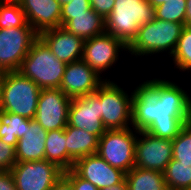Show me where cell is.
Here are the masks:
<instances>
[{
    "label": "cell",
    "mask_w": 191,
    "mask_h": 190,
    "mask_svg": "<svg viewBox=\"0 0 191 190\" xmlns=\"http://www.w3.org/2000/svg\"><path fill=\"white\" fill-rule=\"evenodd\" d=\"M191 116V97L175 82L153 78L136 86L132 97V126L173 140Z\"/></svg>",
    "instance_id": "6da1fadb"
},
{
    "label": "cell",
    "mask_w": 191,
    "mask_h": 190,
    "mask_svg": "<svg viewBox=\"0 0 191 190\" xmlns=\"http://www.w3.org/2000/svg\"><path fill=\"white\" fill-rule=\"evenodd\" d=\"M155 19V9L147 0H115L113 11L105 18V31L127 47L141 25Z\"/></svg>",
    "instance_id": "7a4b0ae2"
},
{
    "label": "cell",
    "mask_w": 191,
    "mask_h": 190,
    "mask_svg": "<svg viewBox=\"0 0 191 190\" xmlns=\"http://www.w3.org/2000/svg\"><path fill=\"white\" fill-rule=\"evenodd\" d=\"M41 88L20 71L4 72L0 110L34 119Z\"/></svg>",
    "instance_id": "3957f363"
},
{
    "label": "cell",
    "mask_w": 191,
    "mask_h": 190,
    "mask_svg": "<svg viewBox=\"0 0 191 190\" xmlns=\"http://www.w3.org/2000/svg\"><path fill=\"white\" fill-rule=\"evenodd\" d=\"M66 65L38 37L31 45L18 71L41 89H59Z\"/></svg>",
    "instance_id": "277c9868"
},
{
    "label": "cell",
    "mask_w": 191,
    "mask_h": 190,
    "mask_svg": "<svg viewBox=\"0 0 191 190\" xmlns=\"http://www.w3.org/2000/svg\"><path fill=\"white\" fill-rule=\"evenodd\" d=\"M184 26L181 23L155 18L140 26L137 36L128 46L127 51L136 58L164 51H169L168 55L171 57Z\"/></svg>",
    "instance_id": "5b68a950"
},
{
    "label": "cell",
    "mask_w": 191,
    "mask_h": 190,
    "mask_svg": "<svg viewBox=\"0 0 191 190\" xmlns=\"http://www.w3.org/2000/svg\"><path fill=\"white\" fill-rule=\"evenodd\" d=\"M137 134V135H136ZM138 131L133 128L106 130L99 138L97 154L109 165L126 174L135 167Z\"/></svg>",
    "instance_id": "8992f818"
},
{
    "label": "cell",
    "mask_w": 191,
    "mask_h": 190,
    "mask_svg": "<svg viewBox=\"0 0 191 190\" xmlns=\"http://www.w3.org/2000/svg\"><path fill=\"white\" fill-rule=\"evenodd\" d=\"M132 97L133 92L128 95L110 79L100 85V113L107 130L125 129L132 125Z\"/></svg>",
    "instance_id": "52a82bcc"
},
{
    "label": "cell",
    "mask_w": 191,
    "mask_h": 190,
    "mask_svg": "<svg viewBox=\"0 0 191 190\" xmlns=\"http://www.w3.org/2000/svg\"><path fill=\"white\" fill-rule=\"evenodd\" d=\"M38 34L28 23L23 27L0 29V71L19 70Z\"/></svg>",
    "instance_id": "ba28073f"
},
{
    "label": "cell",
    "mask_w": 191,
    "mask_h": 190,
    "mask_svg": "<svg viewBox=\"0 0 191 190\" xmlns=\"http://www.w3.org/2000/svg\"><path fill=\"white\" fill-rule=\"evenodd\" d=\"M10 171L17 190H51L64 174L57 164L45 159L16 163Z\"/></svg>",
    "instance_id": "9c48e42d"
},
{
    "label": "cell",
    "mask_w": 191,
    "mask_h": 190,
    "mask_svg": "<svg viewBox=\"0 0 191 190\" xmlns=\"http://www.w3.org/2000/svg\"><path fill=\"white\" fill-rule=\"evenodd\" d=\"M172 149L171 139L154 136L145 130L138 131L135 144V167L164 172L173 158Z\"/></svg>",
    "instance_id": "30bf717a"
},
{
    "label": "cell",
    "mask_w": 191,
    "mask_h": 190,
    "mask_svg": "<svg viewBox=\"0 0 191 190\" xmlns=\"http://www.w3.org/2000/svg\"><path fill=\"white\" fill-rule=\"evenodd\" d=\"M123 50L127 51L128 47L117 37L105 32L85 40L81 60L101 76L103 71L119 60V52Z\"/></svg>",
    "instance_id": "8fae6325"
},
{
    "label": "cell",
    "mask_w": 191,
    "mask_h": 190,
    "mask_svg": "<svg viewBox=\"0 0 191 190\" xmlns=\"http://www.w3.org/2000/svg\"><path fill=\"white\" fill-rule=\"evenodd\" d=\"M70 102L60 89H41L34 120L46 131L65 129Z\"/></svg>",
    "instance_id": "7c38bea8"
},
{
    "label": "cell",
    "mask_w": 191,
    "mask_h": 190,
    "mask_svg": "<svg viewBox=\"0 0 191 190\" xmlns=\"http://www.w3.org/2000/svg\"><path fill=\"white\" fill-rule=\"evenodd\" d=\"M68 125L84 129L98 138L106 132L100 113V86L92 94L71 99Z\"/></svg>",
    "instance_id": "4fadbf2b"
},
{
    "label": "cell",
    "mask_w": 191,
    "mask_h": 190,
    "mask_svg": "<svg viewBox=\"0 0 191 190\" xmlns=\"http://www.w3.org/2000/svg\"><path fill=\"white\" fill-rule=\"evenodd\" d=\"M105 80L79 60L66 65L59 89L72 99L94 93Z\"/></svg>",
    "instance_id": "5bb4252c"
},
{
    "label": "cell",
    "mask_w": 191,
    "mask_h": 190,
    "mask_svg": "<svg viewBox=\"0 0 191 190\" xmlns=\"http://www.w3.org/2000/svg\"><path fill=\"white\" fill-rule=\"evenodd\" d=\"M72 169L98 189L121 183L126 177L125 172L109 165L97 153L78 159Z\"/></svg>",
    "instance_id": "9a60e30c"
},
{
    "label": "cell",
    "mask_w": 191,
    "mask_h": 190,
    "mask_svg": "<svg viewBox=\"0 0 191 190\" xmlns=\"http://www.w3.org/2000/svg\"><path fill=\"white\" fill-rule=\"evenodd\" d=\"M29 25L40 33L61 26L62 6L57 0H16Z\"/></svg>",
    "instance_id": "2e32d148"
},
{
    "label": "cell",
    "mask_w": 191,
    "mask_h": 190,
    "mask_svg": "<svg viewBox=\"0 0 191 190\" xmlns=\"http://www.w3.org/2000/svg\"><path fill=\"white\" fill-rule=\"evenodd\" d=\"M38 37L62 62L68 64L81 60L85 40L63 27L46 30Z\"/></svg>",
    "instance_id": "e0dca14e"
},
{
    "label": "cell",
    "mask_w": 191,
    "mask_h": 190,
    "mask_svg": "<svg viewBox=\"0 0 191 190\" xmlns=\"http://www.w3.org/2000/svg\"><path fill=\"white\" fill-rule=\"evenodd\" d=\"M47 133L37 121L29 119V127H26L15 147L16 163L45 159Z\"/></svg>",
    "instance_id": "ac0fdd59"
},
{
    "label": "cell",
    "mask_w": 191,
    "mask_h": 190,
    "mask_svg": "<svg viewBox=\"0 0 191 190\" xmlns=\"http://www.w3.org/2000/svg\"><path fill=\"white\" fill-rule=\"evenodd\" d=\"M64 130L70 170L78 159L97 152L99 138L84 129L72 127L68 124Z\"/></svg>",
    "instance_id": "d6986e66"
},
{
    "label": "cell",
    "mask_w": 191,
    "mask_h": 190,
    "mask_svg": "<svg viewBox=\"0 0 191 190\" xmlns=\"http://www.w3.org/2000/svg\"><path fill=\"white\" fill-rule=\"evenodd\" d=\"M63 28L84 40L106 32L105 19L92 8L89 9V14L71 15Z\"/></svg>",
    "instance_id": "ffe728a7"
},
{
    "label": "cell",
    "mask_w": 191,
    "mask_h": 190,
    "mask_svg": "<svg viewBox=\"0 0 191 190\" xmlns=\"http://www.w3.org/2000/svg\"><path fill=\"white\" fill-rule=\"evenodd\" d=\"M125 179L128 190H168L163 172L133 167Z\"/></svg>",
    "instance_id": "44dd1931"
},
{
    "label": "cell",
    "mask_w": 191,
    "mask_h": 190,
    "mask_svg": "<svg viewBox=\"0 0 191 190\" xmlns=\"http://www.w3.org/2000/svg\"><path fill=\"white\" fill-rule=\"evenodd\" d=\"M45 160L57 164L64 171L69 170V154L66 149L64 129L48 131L45 142Z\"/></svg>",
    "instance_id": "7402d4cb"
},
{
    "label": "cell",
    "mask_w": 191,
    "mask_h": 190,
    "mask_svg": "<svg viewBox=\"0 0 191 190\" xmlns=\"http://www.w3.org/2000/svg\"><path fill=\"white\" fill-rule=\"evenodd\" d=\"M1 128L0 140L16 147L18 139L22 138L29 118L0 110Z\"/></svg>",
    "instance_id": "603a6c76"
},
{
    "label": "cell",
    "mask_w": 191,
    "mask_h": 190,
    "mask_svg": "<svg viewBox=\"0 0 191 190\" xmlns=\"http://www.w3.org/2000/svg\"><path fill=\"white\" fill-rule=\"evenodd\" d=\"M163 173L168 190L191 189L190 165L179 164L177 160L172 158Z\"/></svg>",
    "instance_id": "cb8c5ba5"
},
{
    "label": "cell",
    "mask_w": 191,
    "mask_h": 190,
    "mask_svg": "<svg viewBox=\"0 0 191 190\" xmlns=\"http://www.w3.org/2000/svg\"><path fill=\"white\" fill-rule=\"evenodd\" d=\"M26 15L16 0H0V29L23 27Z\"/></svg>",
    "instance_id": "d4e9b609"
},
{
    "label": "cell",
    "mask_w": 191,
    "mask_h": 190,
    "mask_svg": "<svg viewBox=\"0 0 191 190\" xmlns=\"http://www.w3.org/2000/svg\"><path fill=\"white\" fill-rule=\"evenodd\" d=\"M173 159L191 166V116L186 120L176 138L172 140Z\"/></svg>",
    "instance_id": "484cf974"
},
{
    "label": "cell",
    "mask_w": 191,
    "mask_h": 190,
    "mask_svg": "<svg viewBox=\"0 0 191 190\" xmlns=\"http://www.w3.org/2000/svg\"><path fill=\"white\" fill-rule=\"evenodd\" d=\"M175 68L191 71V26H184L171 56Z\"/></svg>",
    "instance_id": "4316f807"
},
{
    "label": "cell",
    "mask_w": 191,
    "mask_h": 190,
    "mask_svg": "<svg viewBox=\"0 0 191 190\" xmlns=\"http://www.w3.org/2000/svg\"><path fill=\"white\" fill-rule=\"evenodd\" d=\"M154 9L156 19L185 25L186 0H167Z\"/></svg>",
    "instance_id": "83f0119b"
},
{
    "label": "cell",
    "mask_w": 191,
    "mask_h": 190,
    "mask_svg": "<svg viewBox=\"0 0 191 190\" xmlns=\"http://www.w3.org/2000/svg\"><path fill=\"white\" fill-rule=\"evenodd\" d=\"M90 8L89 0H73L64 4L61 10V27L71 19V15L89 14Z\"/></svg>",
    "instance_id": "f1b7e54d"
},
{
    "label": "cell",
    "mask_w": 191,
    "mask_h": 190,
    "mask_svg": "<svg viewBox=\"0 0 191 190\" xmlns=\"http://www.w3.org/2000/svg\"><path fill=\"white\" fill-rule=\"evenodd\" d=\"M15 164V147L0 140V171H10Z\"/></svg>",
    "instance_id": "f546056e"
},
{
    "label": "cell",
    "mask_w": 191,
    "mask_h": 190,
    "mask_svg": "<svg viewBox=\"0 0 191 190\" xmlns=\"http://www.w3.org/2000/svg\"><path fill=\"white\" fill-rule=\"evenodd\" d=\"M64 175L70 180L73 190H99L91 182L81 178L73 169L64 171Z\"/></svg>",
    "instance_id": "4dcf8cb0"
},
{
    "label": "cell",
    "mask_w": 191,
    "mask_h": 190,
    "mask_svg": "<svg viewBox=\"0 0 191 190\" xmlns=\"http://www.w3.org/2000/svg\"><path fill=\"white\" fill-rule=\"evenodd\" d=\"M91 8L104 19L113 11L115 0H89Z\"/></svg>",
    "instance_id": "1f68e13d"
},
{
    "label": "cell",
    "mask_w": 191,
    "mask_h": 190,
    "mask_svg": "<svg viewBox=\"0 0 191 190\" xmlns=\"http://www.w3.org/2000/svg\"><path fill=\"white\" fill-rule=\"evenodd\" d=\"M0 190H17L11 171H0Z\"/></svg>",
    "instance_id": "d6a6232c"
},
{
    "label": "cell",
    "mask_w": 191,
    "mask_h": 190,
    "mask_svg": "<svg viewBox=\"0 0 191 190\" xmlns=\"http://www.w3.org/2000/svg\"><path fill=\"white\" fill-rule=\"evenodd\" d=\"M51 190H73L70 180L63 174L52 187Z\"/></svg>",
    "instance_id": "836d02e7"
},
{
    "label": "cell",
    "mask_w": 191,
    "mask_h": 190,
    "mask_svg": "<svg viewBox=\"0 0 191 190\" xmlns=\"http://www.w3.org/2000/svg\"><path fill=\"white\" fill-rule=\"evenodd\" d=\"M99 190H128V185L126 179H124L121 183L115 184L110 187L102 188Z\"/></svg>",
    "instance_id": "e575fe53"
},
{
    "label": "cell",
    "mask_w": 191,
    "mask_h": 190,
    "mask_svg": "<svg viewBox=\"0 0 191 190\" xmlns=\"http://www.w3.org/2000/svg\"><path fill=\"white\" fill-rule=\"evenodd\" d=\"M185 26H191V0H186Z\"/></svg>",
    "instance_id": "d590c367"
},
{
    "label": "cell",
    "mask_w": 191,
    "mask_h": 190,
    "mask_svg": "<svg viewBox=\"0 0 191 190\" xmlns=\"http://www.w3.org/2000/svg\"><path fill=\"white\" fill-rule=\"evenodd\" d=\"M167 0H147V2L153 7H157L163 3H165Z\"/></svg>",
    "instance_id": "8d00e7d4"
},
{
    "label": "cell",
    "mask_w": 191,
    "mask_h": 190,
    "mask_svg": "<svg viewBox=\"0 0 191 190\" xmlns=\"http://www.w3.org/2000/svg\"><path fill=\"white\" fill-rule=\"evenodd\" d=\"M57 1L60 3L61 6H63L64 4L69 3L73 0H57Z\"/></svg>",
    "instance_id": "74e56055"
},
{
    "label": "cell",
    "mask_w": 191,
    "mask_h": 190,
    "mask_svg": "<svg viewBox=\"0 0 191 190\" xmlns=\"http://www.w3.org/2000/svg\"><path fill=\"white\" fill-rule=\"evenodd\" d=\"M4 76V72L0 71V93H1V83Z\"/></svg>",
    "instance_id": "f35d334b"
}]
</instances>
